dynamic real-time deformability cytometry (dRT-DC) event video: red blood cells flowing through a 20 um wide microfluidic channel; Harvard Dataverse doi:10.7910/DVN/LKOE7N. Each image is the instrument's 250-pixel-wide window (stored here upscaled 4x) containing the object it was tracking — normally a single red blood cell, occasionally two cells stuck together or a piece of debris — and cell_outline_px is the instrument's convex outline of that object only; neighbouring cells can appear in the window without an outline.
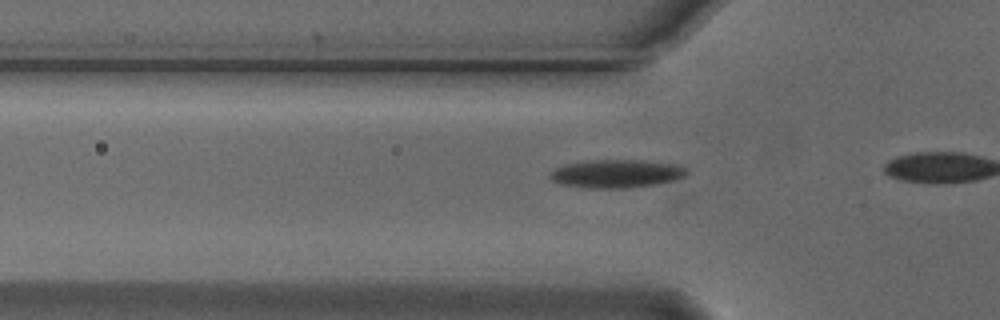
{"species": "Egyptian fruit bat (a non-hibernating species)", "species_latin": "Rousettus aegyptiacus", "temperature_condition": "cold", "stored_images_in_passage": 9, "camera_frame_rate_fps": 3000, "um_per_image_px": 0.085, "animal": {"sex": "male"}, "frame": {"image": 1, "passage_image": 2, "time_ms": 0.333, "image_size_px": [1000, 320], "cell_outline_px": [[688, 172], [684, 176], [676, 180], [656, 184], [628, 188], [592, 188], [560, 184], [552, 180], [548, 176], [556, 168], [564, 164], [584, 160], [644, 160], [680, 164], [688, 168]], "centroid_in_image_um": [52.44, 14.75], "position_along_channel_um": 73.4, "area_um2": 22.77}}